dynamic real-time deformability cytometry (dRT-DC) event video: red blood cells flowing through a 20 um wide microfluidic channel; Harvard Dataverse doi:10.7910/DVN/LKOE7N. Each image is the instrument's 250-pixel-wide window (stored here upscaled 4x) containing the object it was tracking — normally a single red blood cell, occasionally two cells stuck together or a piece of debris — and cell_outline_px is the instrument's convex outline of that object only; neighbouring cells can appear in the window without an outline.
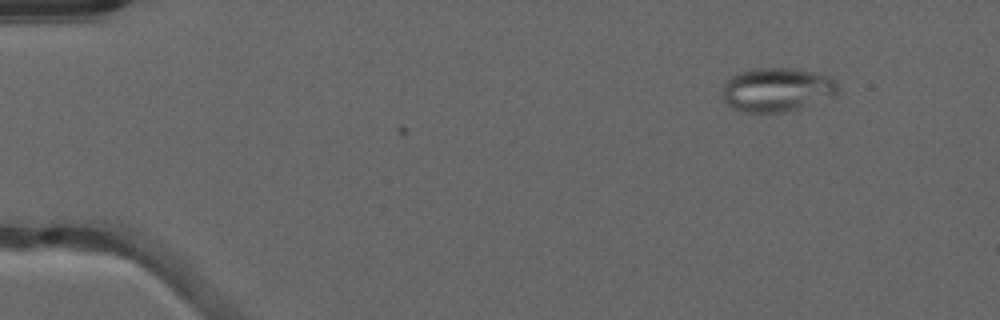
{"species": "common noctule bat (a hibernating species)", "species_latin": "Nyctalus noctula", "temperature_condition": "warm", "stored_images_in_passage": 6, "camera_frame_rate_fps": 3000, "um_per_image_px": 0.085, "animal": {"sex": "male", "forearm_length_mm": 52.5}, "frame": {"image": 1, "passage_image": 6, "time_ms": 1.667, "image_size_px": [1000, 320], "cell_outline_px": [[840, 88], [836, 92], [800, 108], [784, 112], [744, 112], [728, 104], [724, 100], [724, 84], [732, 76], [740, 72], [756, 68], [792, 68], [832, 76], [840, 84]], "centroid_in_image_um": [66.05, 7.6], "position_along_channel_um": 18.9, "area_um2": 29.02}}